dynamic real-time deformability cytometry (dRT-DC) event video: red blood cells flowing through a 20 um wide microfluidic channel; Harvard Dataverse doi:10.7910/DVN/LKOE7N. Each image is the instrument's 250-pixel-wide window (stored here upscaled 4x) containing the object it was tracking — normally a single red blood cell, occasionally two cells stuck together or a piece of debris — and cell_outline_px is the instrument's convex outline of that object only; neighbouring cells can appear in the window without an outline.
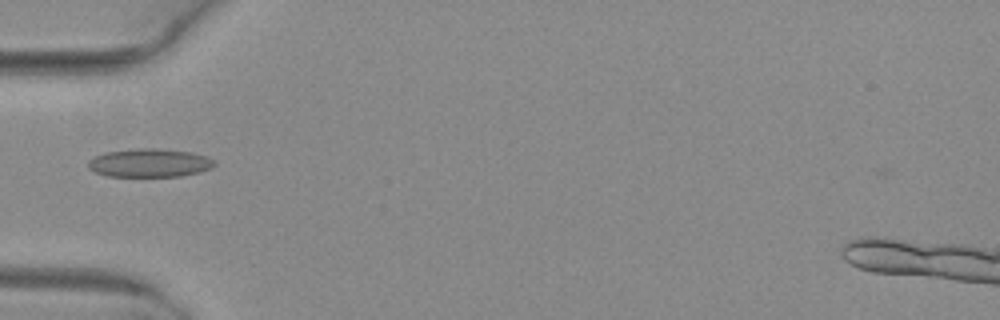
{"species": "common noctule bat (a hibernating species)", "species_latin": "Nyctalus noctula", "temperature_condition": "warm", "stored_images_in_passage": 1, "camera_frame_rate_fps": 3000, "um_per_image_px": 0.085, "animal": {"sex": "female", "body_mass_g": 29.2, "forearm_length_mm": 56.3}, "frame": {"image": 1, "passage_image": 1, "time_ms": 0.0, "image_size_px": [1000, 320], "cell_outline_px": [[216, 164], [212, 168], [180, 176], [108, 176], [96, 172], [88, 168], [88, 160], [92, 156], [104, 152], [136, 148], [156, 148], [192, 152], [204, 156], [212, 160]], "centroid_in_image_um": [12.65, 13.83], "position_along_channel_um": 72.4, "area_um2": 20.87}}